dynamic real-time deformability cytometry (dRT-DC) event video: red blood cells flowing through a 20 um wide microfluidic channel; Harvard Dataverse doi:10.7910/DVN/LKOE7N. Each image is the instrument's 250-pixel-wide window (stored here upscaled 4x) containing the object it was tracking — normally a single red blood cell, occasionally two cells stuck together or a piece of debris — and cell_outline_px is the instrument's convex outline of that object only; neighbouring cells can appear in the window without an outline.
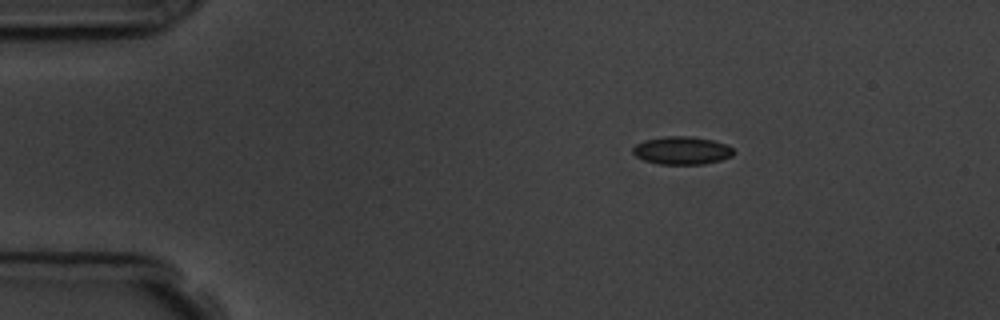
{"species": "common noctule bat (a hibernating species)", "species_latin": "Nyctalus noctula", "temperature_condition": "room temperature", "stored_images_in_passage": 4, "camera_frame_rate_fps": 3000, "um_per_image_px": 0.085, "animal": {"sex": "male", "body_mass_g": 19.5, "forearm_length_mm": 54.6}, "frame": {"image": 1, "passage_image": 2, "time_ms": 1.0, "image_size_px": [1000, 320], "cell_outline_px": [[736, 152], [732, 156], [720, 160], [704, 164], [660, 164], [644, 160], [636, 156], [632, 152], [632, 148], [636, 144], [644, 140], [664, 136], [692, 136], [712, 140], [724, 144], [732, 148]], "centroid_in_image_um": [57.95, 12.79], "position_along_channel_um": 27.0, "area_um2": 16.42}}
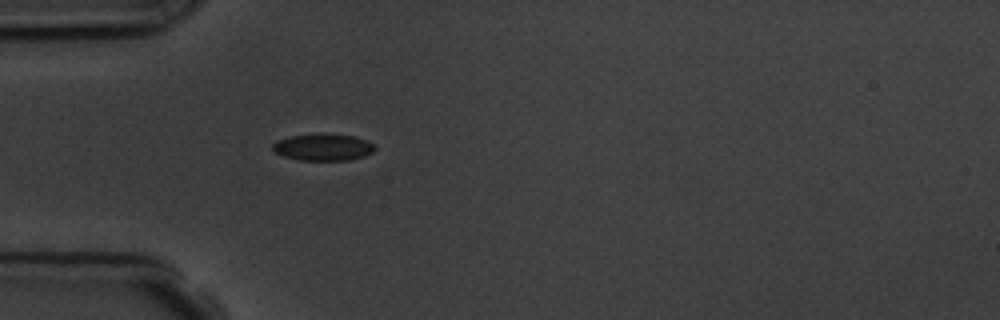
{"frame": {"image": 2, "passage_image": 4, "time_ms": 3.333, "image_size_px": [1000, 320], "cell_outline_px": [[376, 148], [372, 152], [364, 156], [348, 160], [300, 160], [284, 156], [276, 152], [272, 148], [272, 144], [276, 140], [292, 136], [320, 132], [324, 132], [356, 136], [372, 144]], "centroid_in_image_um": [27.45, 12.49], "position_along_channel_um": 57.5, "area_um2": 16.13}}